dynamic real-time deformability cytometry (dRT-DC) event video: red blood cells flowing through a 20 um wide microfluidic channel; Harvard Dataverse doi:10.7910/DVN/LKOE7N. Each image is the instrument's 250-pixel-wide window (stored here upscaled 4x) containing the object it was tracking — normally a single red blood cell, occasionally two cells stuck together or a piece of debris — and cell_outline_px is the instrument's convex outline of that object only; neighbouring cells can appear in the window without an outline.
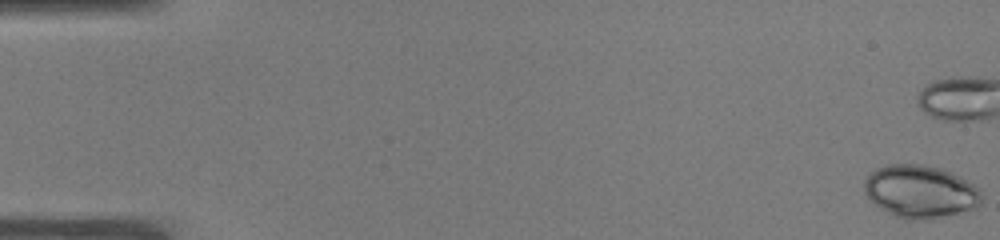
{"species": "common noctule bat (a hibernating species)", "species_latin": "Nyctalus noctula", "temperature_condition": "warm", "stored_images_in_passage": 52, "camera_frame_rate_fps": 3000, "um_per_image_px": 0.085, "animal": {"sex": "male", "body_mass_g": 19.0, "forearm_length_mm": 50.8}, "frame": {"image": 1, "passage_image": 1, "time_ms": 0.0, "image_size_px": [1000, 240], "cell_outline_px": [[980, 204], [956, 212], [924, 220], [904, 220], [880, 208], [868, 200], [864, 192], [864, 180], [876, 168], [888, 164], [920, 164], [940, 168], [960, 176], [972, 184], [980, 192]], "centroid_in_image_um": [78.13, 16.26], "position_along_channel_um": 6.9, "area_um2": 35.55}}